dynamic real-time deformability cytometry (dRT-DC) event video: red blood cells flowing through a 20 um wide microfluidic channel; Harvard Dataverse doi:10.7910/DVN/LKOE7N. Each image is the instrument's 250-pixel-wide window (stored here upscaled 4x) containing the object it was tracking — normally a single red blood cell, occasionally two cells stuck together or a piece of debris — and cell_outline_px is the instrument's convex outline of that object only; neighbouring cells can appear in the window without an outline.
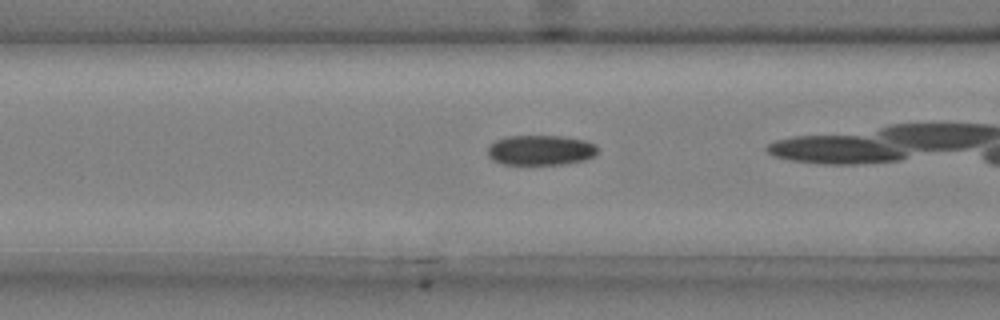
{"species": "common noctule bat (a hibernating species)", "species_latin": "Nyctalus noctula", "temperature_condition": "cold", "stored_images_in_passage": 28, "camera_frame_rate_fps": 3000, "um_per_image_px": 0.085, "animal": {"sex": "male", "body_mass_g": 20.4}, "frame": {"image": 1, "passage_image": 7, "time_ms": 2.0, "image_size_px": [1000, 320], "cell_outline_px": [[600, 148], [596, 156], [584, 160], [564, 164], [500, 164], [492, 160], [488, 156], [488, 148], [496, 140], [504, 136], [564, 136], [584, 140], [596, 144]], "centroid_in_image_um": [45.99, 12.76], "position_along_channel_um": 120.6, "area_um2": 19.54}}
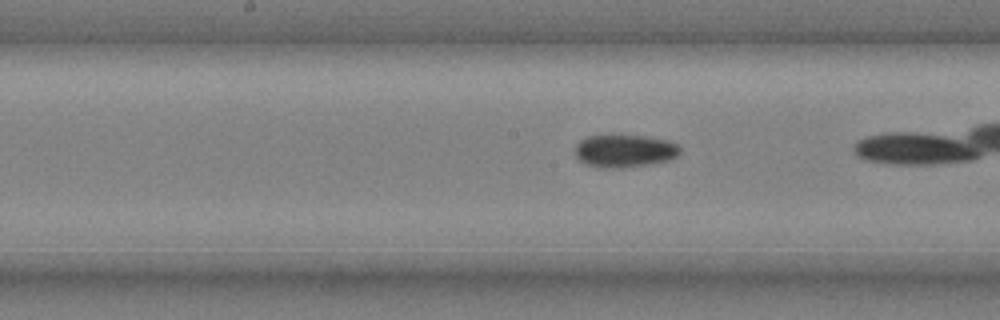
{"frame": {"image": 2, "passage_image": 13, "time_ms": 4.0, "image_size_px": [1000, 320], "cell_outline_px": [[680, 152], [676, 156], [668, 160], [648, 164], [624, 168], [596, 168], [584, 164], [576, 156], [576, 144], [580, 140], [588, 136], [612, 132], [644, 136], [668, 140], [676, 144], [680, 148]], "centroid_in_image_um": [53.03, 12.79], "position_along_channel_um": 195.2, "area_um2": 20.75}}
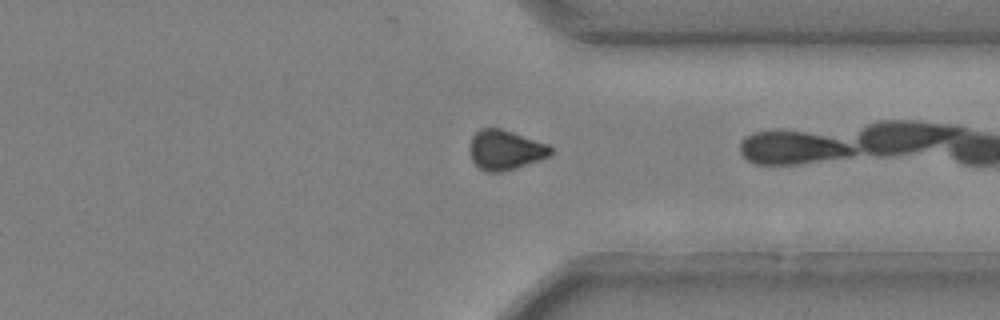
{"frame": {"image": 3, "passage_image": 27, "time_ms": 8.667, "image_size_px": [1000, 320], "cell_outline_px": [[552, 152], [548, 156], [540, 160], [516, 168], [500, 172], [484, 172], [472, 160], [468, 148], [472, 136], [480, 128], [500, 128], [548, 144], [552, 148]], "centroid_in_image_um": [42.92, 12.75], "position_along_channel_um": 368.5, "area_um2": 18.79}}